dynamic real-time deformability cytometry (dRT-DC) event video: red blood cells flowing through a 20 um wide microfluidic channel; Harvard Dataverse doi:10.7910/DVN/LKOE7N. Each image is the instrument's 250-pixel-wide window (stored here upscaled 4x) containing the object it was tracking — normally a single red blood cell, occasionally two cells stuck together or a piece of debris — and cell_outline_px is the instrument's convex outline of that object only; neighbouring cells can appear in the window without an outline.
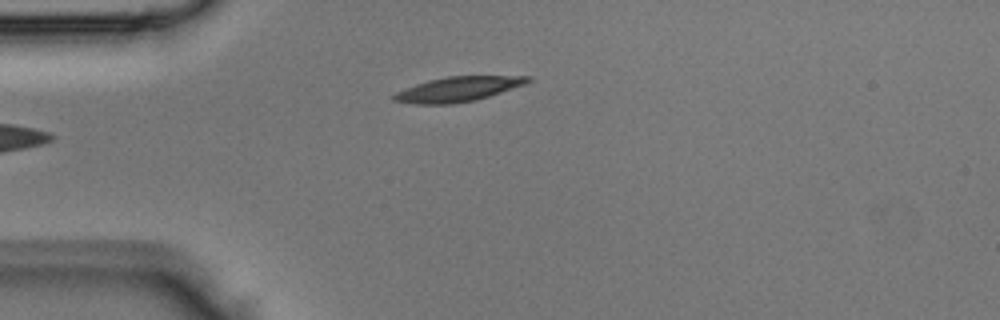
{"species": "Egyptian fruit bat (a non-hibernating species)", "species_latin": "Rousettus aegyptiacus", "temperature_condition": "room temperature", "stored_images_in_passage": 2, "camera_frame_rate_fps": 3000, "um_per_image_px": 0.085, "animal": {"sex": "male"}, "frame": {"image": 1, "passage_image": 2, "time_ms": 0.333, "image_size_px": [1000, 320], "cell_outline_px": [[532, 80], [524, 84], [476, 100], [452, 104], [416, 104], [392, 100], [392, 96], [396, 92], [416, 84], [428, 80], [448, 76], [532, 76]], "centroid_in_image_um": [38.91, 7.58], "position_along_channel_um": 46.1, "area_um2": 19.13}}